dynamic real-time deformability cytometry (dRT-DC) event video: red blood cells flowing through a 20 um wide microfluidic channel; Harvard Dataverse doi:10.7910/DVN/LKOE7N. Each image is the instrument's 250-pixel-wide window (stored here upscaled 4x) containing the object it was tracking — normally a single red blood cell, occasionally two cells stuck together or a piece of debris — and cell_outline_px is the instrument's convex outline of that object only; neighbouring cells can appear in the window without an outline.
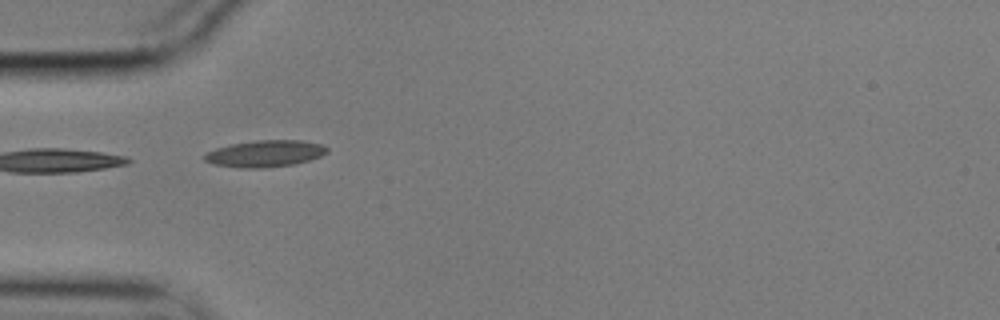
{"species": "common noctule bat (a hibernating species)", "species_latin": "Nyctalus noctula", "temperature_condition": "cold", "stored_images_in_passage": 12, "camera_frame_rate_fps": 3000, "um_per_image_px": 0.085, "animal": {"sex": "male", "body_mass_g": 17.9}, "frame": {"image": 1, "passage_image": 1, "time_ms": 0.0, "image_size_px": [1000, 320], "cell_outline_px": [[328, 152], [320, 156], [308, 160], [292, 164], [264, 168], [240, 168], [212, 164], [204, 160], [204, 152], [216, 148], [232, 144], [256, 140], [300, 140], [320, 144], [328, 148]], "centroid_in_image_um": [22.49, 13.06], "position_along_channel_um": 62.5, "area_um2": 19.02}}